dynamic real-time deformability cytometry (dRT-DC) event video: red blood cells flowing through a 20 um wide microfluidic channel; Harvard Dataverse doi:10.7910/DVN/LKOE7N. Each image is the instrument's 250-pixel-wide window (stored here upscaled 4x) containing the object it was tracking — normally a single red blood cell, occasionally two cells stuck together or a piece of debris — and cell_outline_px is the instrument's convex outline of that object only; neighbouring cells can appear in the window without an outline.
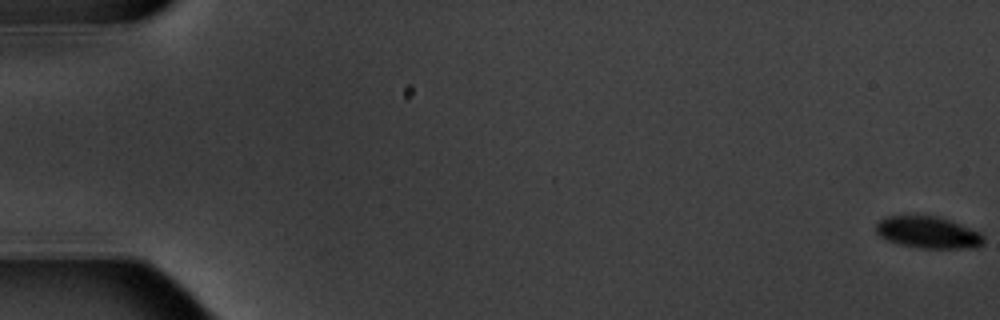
{"species": "common noctule bat (a hibernating species)", "species_latin": "Nyctalus noctula", "temperature_condition": "warm", "stored_images_in_passage": 5, "camera_frame_rate_fps": 3000, "um_per_image_px": 0.085, "animal": {"sex": "male", "body_mass_g": 20.1, "forearm_length_mm": 53.5}, "frame": {"image": 1, "passage_image": 1, "time_ms": 0.0, "image_size_px": [1000, 320], "cell_outline_px": [[984, 244], [976, 248], [920, 248], [900, 244], [888, 240], [880, 236], [876, 232], [876, 224], [884, 216], [936, 216], [960, 224], [980, 232], [984, 236]], "centroid_in_image_um": [78.9, 19.76], "position_along_channel_um": 6.1, "area_um2": 19.88}}
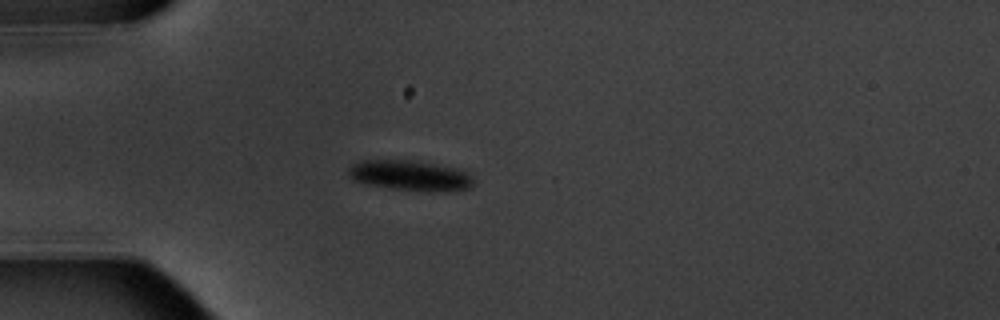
{"frame": {"image": 2, "passage_image": 5, "time_ms": 5.667, "image_size_px": [1000, 320], "cell_outline_px": [[472, 188], [448, 192], [420, 192], [388, 188], [368, 184], [352, 180], [348, 172], [348, 168], [352, 164], [364, 160], [408, 160], [456, 168], [472, 176]], "centroid_in_image_um": [34.86, 14.95], "position_along_channel_um": 50.1, "area_um2": 22.25}}